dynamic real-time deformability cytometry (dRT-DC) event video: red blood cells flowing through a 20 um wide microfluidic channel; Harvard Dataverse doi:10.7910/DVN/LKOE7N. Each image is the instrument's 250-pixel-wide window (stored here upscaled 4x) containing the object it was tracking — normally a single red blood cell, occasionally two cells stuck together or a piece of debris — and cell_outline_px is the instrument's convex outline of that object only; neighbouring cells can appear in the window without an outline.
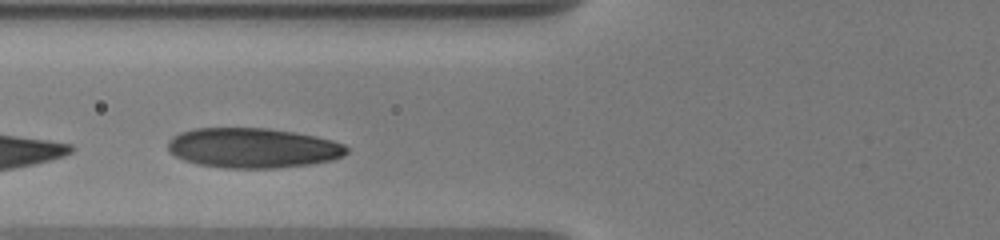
{"species": "human", "species_latin": "Homo sapiens", "temperature_condition": "warm", "stored_images_in_passage": 6, "camera_frame_rate_fps": 3000, "um_per_image_px": 0.085, "donor": {"sex": "male"}, "frame": {"image": 1, "passage_image": 3, "time_ms": 1.667, "image_size_px": [1000, 240], "cell_outline_px": [[348, 152], [332, 160], [312, 164], [276, 168], [224, 168], [196, 164], [184, 160], [168, 152], [168, 140], [172, 136], [180, 132], [196, 128], [268, 128], [316, 136], [332, 140], [344, 144], [348, 148]], "centroid_in_image_um": [21.46, 12.58], "position_along_channel_um": 104.3, "area_um2": 41.79}}